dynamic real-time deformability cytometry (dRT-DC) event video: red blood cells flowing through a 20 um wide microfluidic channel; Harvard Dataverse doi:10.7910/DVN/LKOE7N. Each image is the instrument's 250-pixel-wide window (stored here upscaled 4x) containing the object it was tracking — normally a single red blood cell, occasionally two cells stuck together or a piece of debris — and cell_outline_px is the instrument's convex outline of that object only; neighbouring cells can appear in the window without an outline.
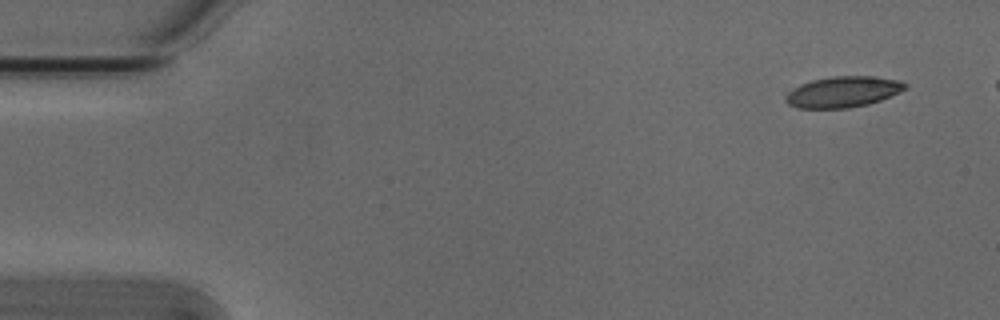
{"species": "Egyptian fruit bat (a non-hibernating species)", "species_latin": "Rousettus aegyptiacus", "temperature_condition": "cold", "stored_images_in_passage": 7, "camera_frame_rate_fps": 3000, "um_per_image_px": 0.085, "animal": {"sex": "male"}, "frame": {"image": 1, "passage_image": 1, "time_ms": 0.0, "image_size_px": [1000, 320], "cell_outline_px": [[908, 88], [900, 92], [880, 100], [868, 104], [848, 108], [796, 108], [788, 104], [784, 100], [784, 96], [792, 88], [800, 84], [812, 80], [836, 76], [876, 76], [900, 80], [908, 84]], "centroid_in_image_um": [71.66, 7.8], "position_along_channel_um": 13.3, "area_um2": 21.73}}
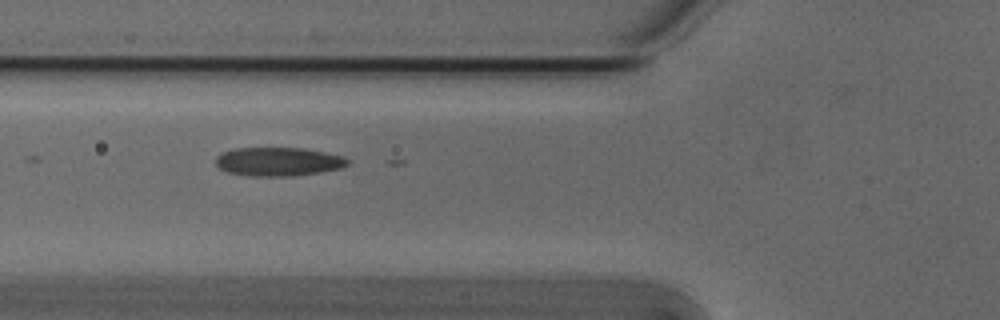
{"frame": {"image": 2, "passage_image": 5, "time_ms": 1.333, "image_size_px": [1000, 320], "cell_outline_px": [[348, 164], [340, 168], [320, 172], [292, 176], [248, 176], [228, 172], [220, 168], [216, 164], [216, 156], [220, 152], [236, 148], [304, 148], [344, 156], [348, 160]], "centroid_in_image_um": [23.63, 13.73], "position_along_channel_um": 102.2, "area_um2": 22.08}}